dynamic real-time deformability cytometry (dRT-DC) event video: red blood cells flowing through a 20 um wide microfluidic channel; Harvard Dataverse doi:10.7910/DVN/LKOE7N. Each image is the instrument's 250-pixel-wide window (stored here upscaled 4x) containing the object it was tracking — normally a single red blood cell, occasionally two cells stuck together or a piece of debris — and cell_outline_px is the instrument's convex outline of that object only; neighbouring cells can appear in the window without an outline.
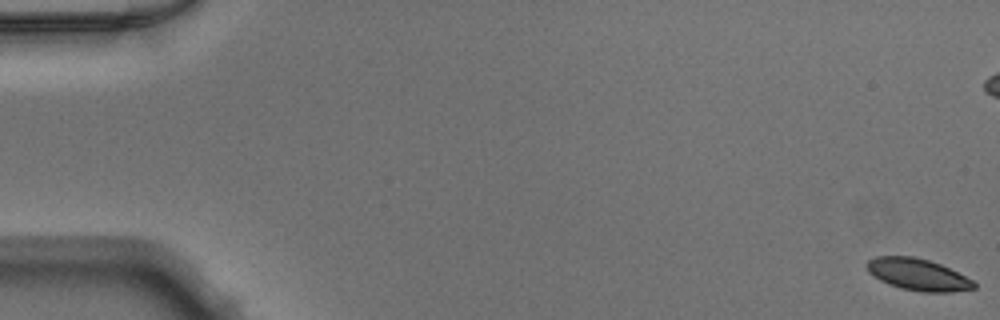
{"species": "Egyptian fruit bat (a non-hibernating species)", "species_latin": "Rousettus aegyptiacus", "temperature_condition": "warm", "stored_images_in_passage": 52, "camera_frame_rate_fps": 3000, "um_per_image_px": 0.085, "animal": {"sex": "male"}, "frame": {"image": 1, "passage_image": 1, "time_ms": 0.0, "image_size_px": [1000, 320], "cell_outline_px": [[976, 288], [952, 292], [920, 292], [900, 288], [888, 284], [872, 276], [868, 272], [864, 264], [868, 260], [876, 256], [912, 256], [928, 260], [940, 264], [972, 280], [976, 284]], "centroid_in_image_um": [77.96, 23.34], "position_along_channel_um": 7.0, "area_um2": 19.88}}
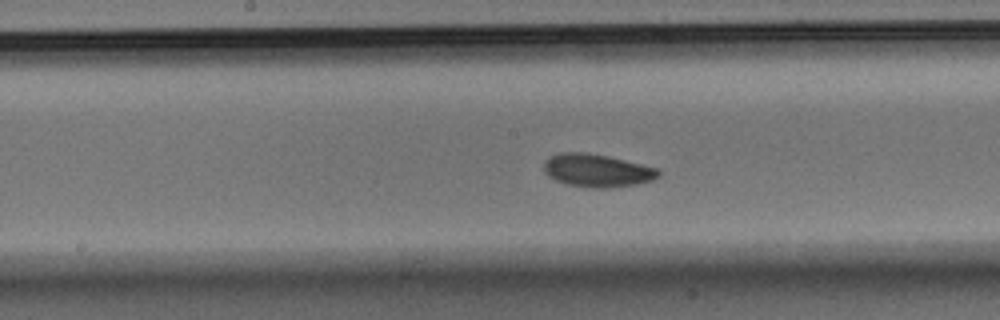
{"frame": {"image": 2, "passage_image": 27, "time_ms": 8.667, "image_size_px": [1000, 320], "cell_outline_px": [[660, 176], [652, 180], [636, 184], [608, 188], [588, 188], [568, 184], [556, 180], [548, 176], [544, 172], [544, 160], [548, 156], [560, 152], [588, 152], [608, 156], [660, 168]], "centroid_in_image_um": [50.75, 14.48], "position_along_channel_um": 197.5, "area_um2": 22.31}}
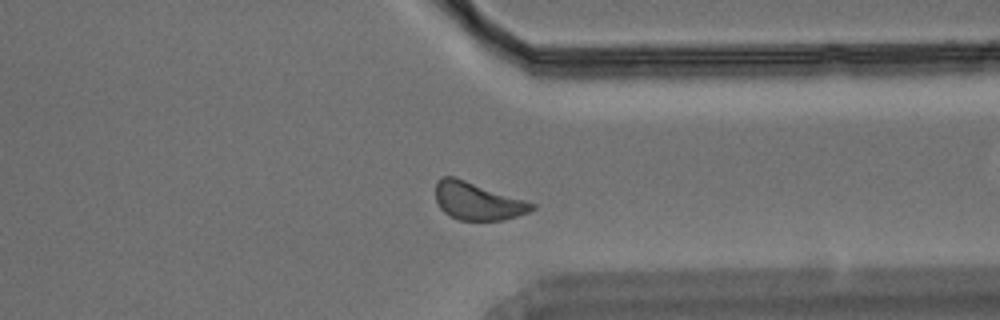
{"frame": {"image": 3, "passage_image": 40, "time_ms": 13.0, "image_size_px": [1000, 320], "cell_outline_px": [[536, 208], [528, 212], [504, 220], [460, 220], [444, 212], [440, 208], [436, 200], [436, 180], [440, 176], [456, 176], [536, 204]], "centroid_in_image_um": [40.57, 17.07], "position_along_channel_um": 370.8, "area_um2": 21.15}}